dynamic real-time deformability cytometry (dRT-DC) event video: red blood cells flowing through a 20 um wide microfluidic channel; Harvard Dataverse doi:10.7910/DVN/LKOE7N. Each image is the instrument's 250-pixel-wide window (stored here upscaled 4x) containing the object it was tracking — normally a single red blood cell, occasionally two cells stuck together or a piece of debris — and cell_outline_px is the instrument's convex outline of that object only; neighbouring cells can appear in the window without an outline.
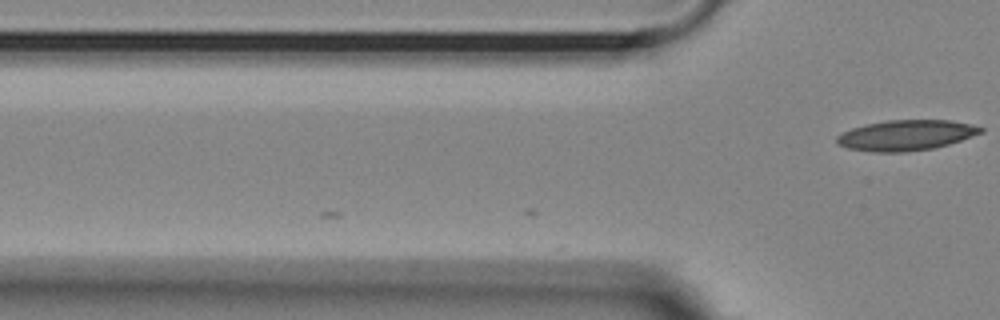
{"species": "Egyptian fruit bat (a non-hibernating species)", "species_latin": "Rousettus aegyptiacus", "temperature_condition": "room temperature", "stored_images_in_passage": 2, "camera_frame_rate_fps": 3000, "um_per_image_px": 0.085, "animal": {"sex": "female"}, "frame": {"image": 1, "passage_image": 2, "time_ms": 0.333, "image_size_px": [1000, 320], "cell_outline_px": [[984, 132], [948, 144], [932, 148], [904, 152], [876, 152], [848, 148], [836, 144], [836, 136], [852, 128], [864, 124], [888, 120], [952, 120], [972, 124], [984, 128]], "centroid_in_image_um": [77.01, 11.49], "position_along_channel_um": 48.8, "area_um2": 25.49}}